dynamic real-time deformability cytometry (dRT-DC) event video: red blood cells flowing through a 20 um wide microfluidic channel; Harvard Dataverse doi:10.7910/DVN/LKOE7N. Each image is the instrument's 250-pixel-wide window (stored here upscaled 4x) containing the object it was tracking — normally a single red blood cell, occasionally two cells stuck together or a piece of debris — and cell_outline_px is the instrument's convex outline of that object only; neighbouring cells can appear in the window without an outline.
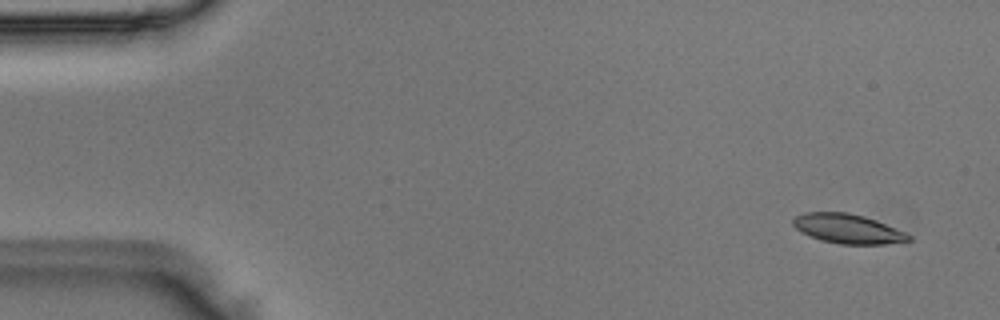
{"species": "Egyptian fruit bat (a non-hibernating species)", "species_latin": "Rousettus aegyptiacus", "temperature_condition": "room temperature", "stored_images_in_passage": 50, "camera_frame_rate_fps": 3000, "um_per_image_px": 0.085, "animal": {"sex": "male"}, "frame": {"image": 1, "passage_image": 3, "time_ms": 0.667, "image_size_px": [1000, 320], "cell_outline_px": [[912, 240], [884, 244], [840, 244], [820, 240], [808, 236], [800, 232], [792, 224], [792, 220], [796, 216], [804, 212], [848, 212], [864, 216], [876, 220], [904, 232], [912, 236]], "centroid_in_image_um": [72.02, 19.44], "position_along_channel_um": 13.0, "area_um2": 19.88}}
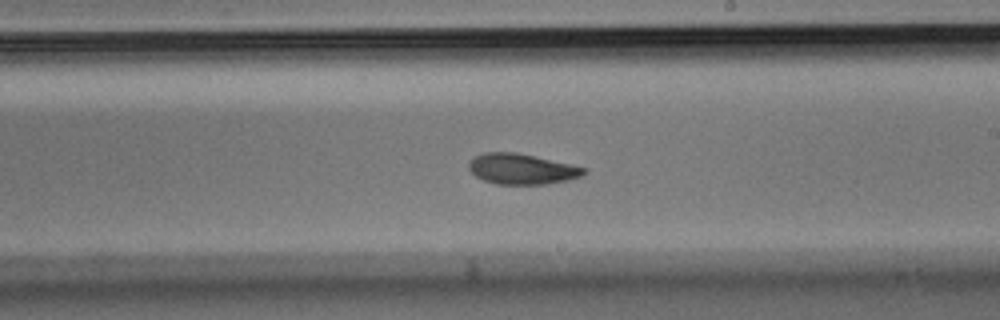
{"frame": {"image": 2, "passage_image": 29, "time_ms": 9.333, "image_size_px": [1000, 320], "cell_outline_px": [[588, 172], [580, 176], [568, 180], [548, 184], [496, 184], [484, 180], [476, 176], [468, 168], [468, 164], [476, 156], [484, 152], [516, 152], [588, 168]], "centroid_in_image_um": [44.37, 14.37], "position_along_channel_um": 244.6, "area_um2": 20.4}}
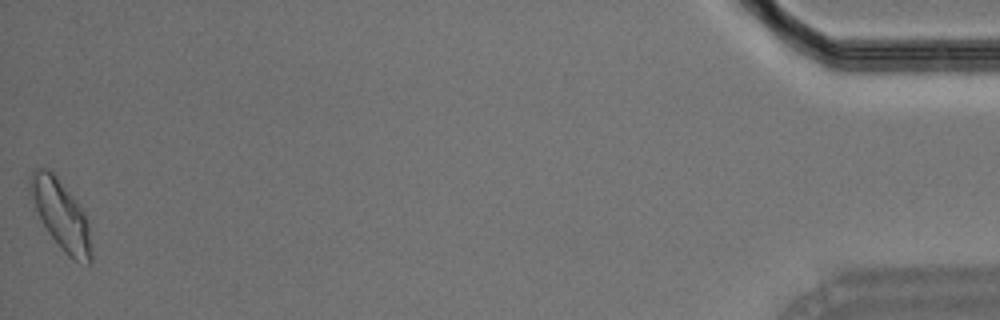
{"frame": {"image": 3, "passage_image": 50, "time_ms": 16.333, "image_size_px": [1000, 320], "cell_outline_px": [[92, 264], [88, 264], [76, 260], [68, 256], [64, 252], [48, 232], [28, 192], [28, 180], [32, 168], [48, 168], [56, 176], [80, 204], [88, 224], [92, 248]], "centroid_in_image_um": [5.18, 18.23], "position_along_channel_um": 430.0, "area_um2": 24.68}}